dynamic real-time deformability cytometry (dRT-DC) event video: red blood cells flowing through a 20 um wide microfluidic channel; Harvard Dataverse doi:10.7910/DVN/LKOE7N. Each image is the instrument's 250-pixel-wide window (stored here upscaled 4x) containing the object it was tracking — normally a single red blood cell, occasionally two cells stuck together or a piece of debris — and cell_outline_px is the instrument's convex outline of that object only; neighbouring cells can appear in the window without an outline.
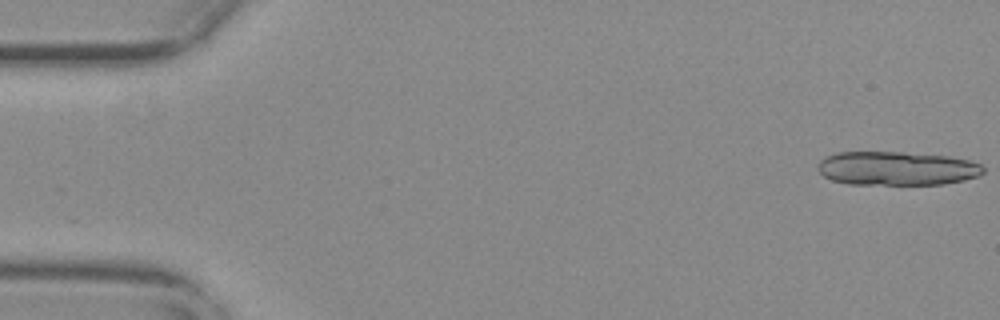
{"species": "common noctule bat (a hibernating species)", "species_latin": "Nyctalus noctula", "temperature_condition": "warm", "stored_images_in_passage": 15, "camera_frame_rate_fps": 3000, "um_per_image_px": 0.085, "animal": {"sex": "female", "body_mass_g": 29.2, "forearm_length_mm": 56.3}, "frame": {"image": 1, "passage_image": 1, "time_ms": 0.0, "image_size_px": [1000, 320], "cell_outline_px": [[984, 172], [980, 176], [964, 180], [944, 184], [848, 184], [832, 180], [824, 176], [816, 168], [820, 160], [836, 152], [904, 152], [948, 156], [968, 160], [980, 164], [984, 168]], "centroid_in_image_um": [76.23, 14.31], "position_along_channel_um": 8.8, "area_um2": 32.71}}